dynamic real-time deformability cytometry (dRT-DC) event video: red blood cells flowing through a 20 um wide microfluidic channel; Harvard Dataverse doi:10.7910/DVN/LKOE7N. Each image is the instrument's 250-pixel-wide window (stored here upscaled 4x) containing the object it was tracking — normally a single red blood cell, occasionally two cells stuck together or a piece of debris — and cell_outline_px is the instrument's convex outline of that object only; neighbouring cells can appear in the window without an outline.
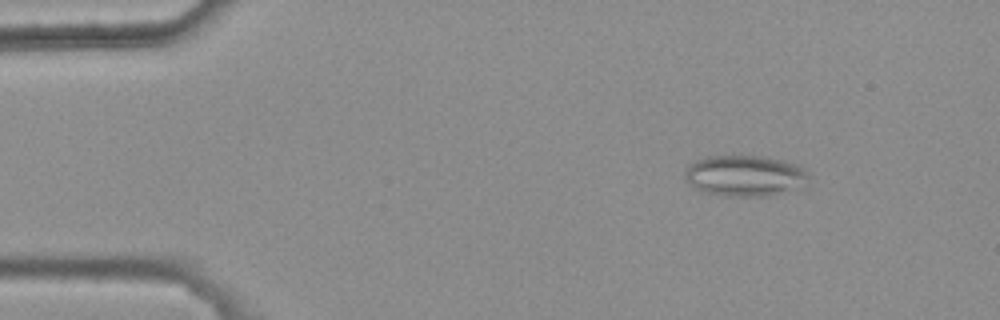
{"species": "common noctule bat (a hibernating species)", "species_latin": "Nyctalus noctula", "temperature_condition": "warm", "stored_images_in_passage": 5, "camera_frame_rate_fps": 3000, "um_per_image_px": 0.085, "animal": {"sex": "female", "body_mass_g": 25.1}, "frame": {"image": 1, "passage_image": 3, "time_ms": 0.667, "image_size_px": [1000, 320], "cell_outline_px": [[808, 176], [800, 188], [768, 196], [724, 196], [704, 192], [696, 188], [684, 176], [684, 172], [688, 164], [704, 156], [724, 152], [764, 156], [784, 160], [796, 164], [804, 168]], "centroid_in_image_um": [63.27, 14.88], "position_along_channel_um": 21.7, "area_um2": 30.46}}